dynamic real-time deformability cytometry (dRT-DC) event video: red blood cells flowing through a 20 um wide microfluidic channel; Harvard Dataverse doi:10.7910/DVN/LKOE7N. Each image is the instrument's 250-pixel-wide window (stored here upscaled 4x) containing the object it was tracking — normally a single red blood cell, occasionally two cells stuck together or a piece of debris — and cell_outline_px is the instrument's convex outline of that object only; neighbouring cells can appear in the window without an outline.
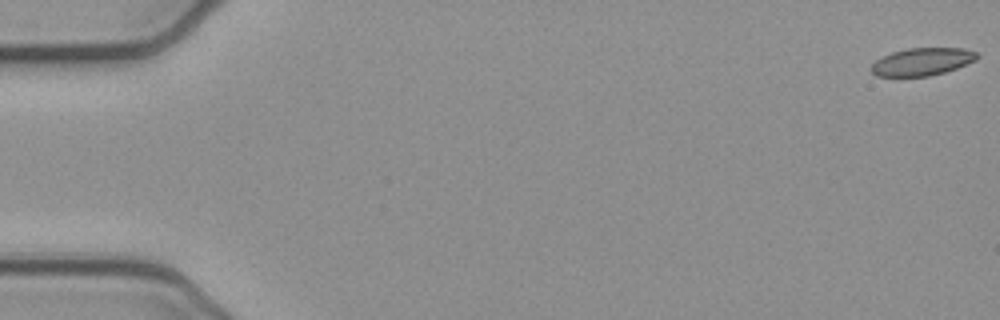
{"species": "common noctule bat (a hibernating species)", "species_latin": "Nyctalus noctula", "temperature_condition": "cold", "stored_images_in_passage": 53, "camera_frame_rate_fps": 3000, "um_per_image_px": 0.085, "animal": {"sex": "female", "body_mass_g": 21.9}, "frame": {"image": 1, "passage_image": 1, "time_ms": 0.0, "image_size_px": [1000, 320], "cell_outline_px": [[980, 56], [976, 60], [956, 68], [944, 72], [928, 76], [876, 76], [868, 68], [876, 60], [892, 52], [908, 48], [964, 48], [976, 52]], "centroid_in_image_um": [78.38, 5.24], "position_along_channel_um": 6.6, "area_um2": 16.99}}
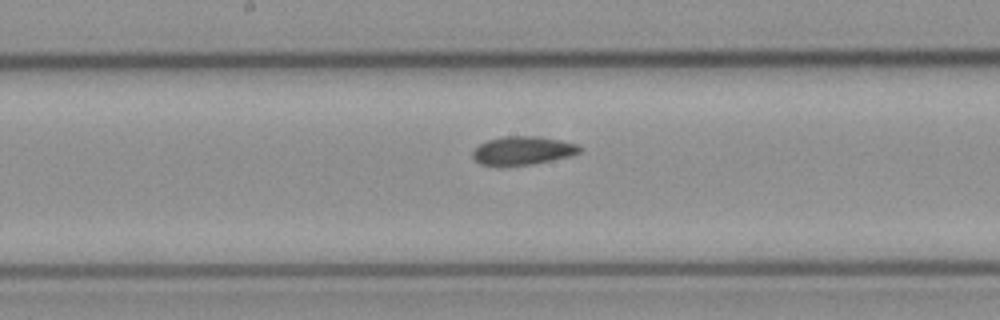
{"frame": {"image": 2, "passage_image": 28, "time_ms": 9.0, "image_size_px": [1000, 320], "cell_outline_px": [[580, 152], [572, 156], [532, 164], [504, 168], [500, 168], [480, 164], [472, 156], [472, 152], [480, 144], [488, 140], [500, 136], [536, 136], [560, 140], [580, 144]], "centroid_in_image_um": [44.41, 12.83], "position_along_channel_um": 203.8, "area_um2": 18.26}}
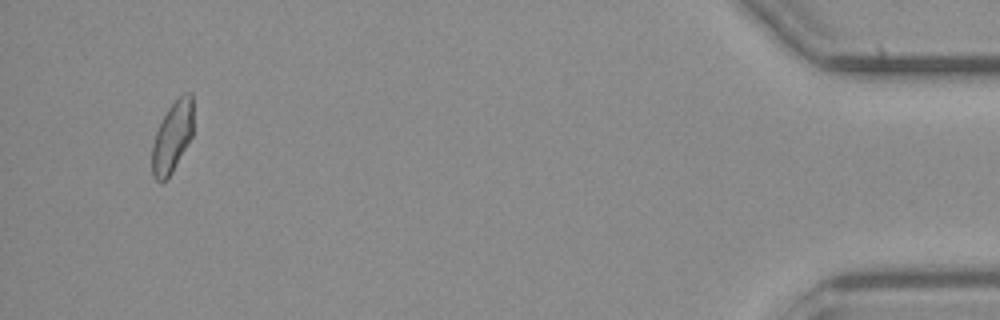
{"frame": {"image": 3, "passage_image": 51, "time_ms": 16.667, "image_size_px": [1000, 320], "cell_outline_px": [[192, 136], [172, 172], [160, 184], [152, 176], [152, 144], [156, 132], [168, 108], [184, 92], [192, 92]], "centroid_in_image_um": [14.64, 11.66], "position_along_channel_um": 420.6, "area_um2": 16.82}, "authors_computed_cell_mechanics": {"area_um2": 17.8602, "velocity_mm_per_s": 3.884, "shape_relaxation_time_tau1_ms": null, "shape_relaxation_time_tau2_ms": 3.1181, "deformation_change_tau1": null, "deformation_change_tau2": 0.0961}}